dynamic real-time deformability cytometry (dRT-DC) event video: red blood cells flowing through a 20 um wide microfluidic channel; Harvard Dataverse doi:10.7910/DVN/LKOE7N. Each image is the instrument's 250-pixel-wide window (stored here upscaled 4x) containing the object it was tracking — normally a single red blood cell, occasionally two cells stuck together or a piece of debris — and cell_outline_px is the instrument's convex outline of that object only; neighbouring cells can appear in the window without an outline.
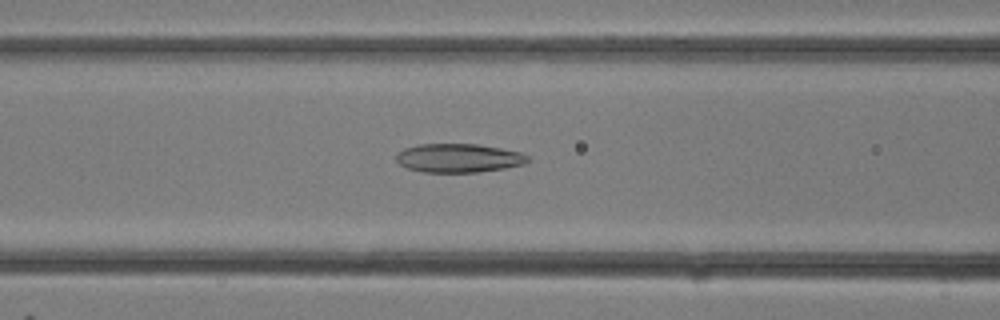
{"species": "common noctule bat (a hibernating species)", "species_latin": "Nyctalus noctula", "temperature_condition": "room temperature", "stored_images_in_passage": 24, "camera_frame_rate_fps": 3000, "um_per_image_px": 0.085, "animal": {"sex": "female"}, "frame": {"image": 1, "passage_image": 5, "time_ms": 1.333, "image_size_px": [1000, 320], "cell_outline_px": [[532, 160], [524, 164], [504, 168], [476, 172], [420, 172], [408, 168], [400, 164], [396, 160], [396, 152], [404, 148], [416, 144], [476, 144], [500, 148], [520, 152], [528, 156]], "centroid_in_image_um": [38.96, 13.43], "position_along_channel_um": 127.6, "area_um2": 22.14}}
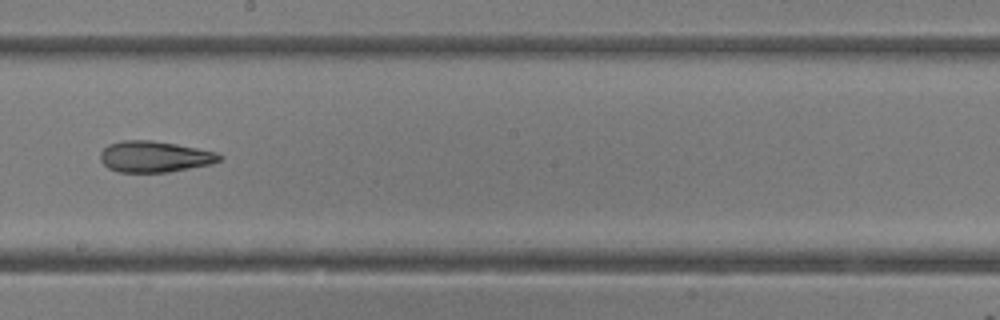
{"frame": {"image": 2, "passage_image": 10, "time_ms": 3.0, "image_size_px": [1000, 320], "cell_outline_px": [[224, 156], [220, 160], [212, 164], [168, 172], [120, 172], [108, 168], [100, 160], [100, 152], [108, 144], [124, 140], [152, 140], [176, 144], [216, 152]], "centroid_in_image_um": [13.13, 13.31], "position_along_channel_um": 235.1, "area_um2": 21.62}}
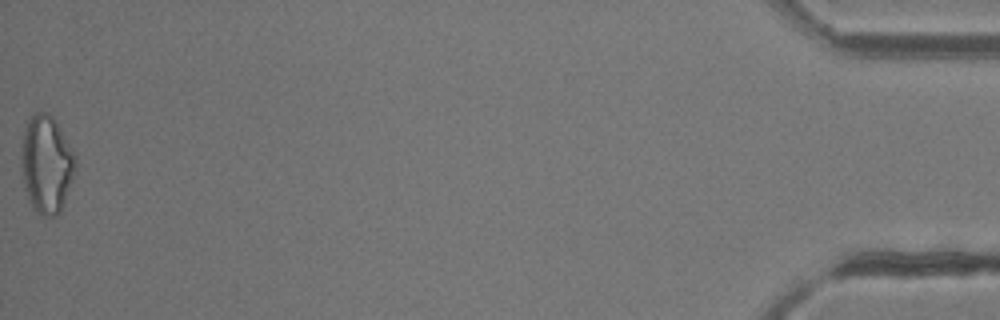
{"frame": {"image": 3, "passage_image": 24, "time_ms": 7.667, "image_size_px": [1000, 320], "cell_outline_px": [[76, 172], [60, 212], [56, 216], [40, 216], [32, 208], [28, 200], [24, 188], [20, 160], [20, 156], [24, 128], [28, 120], [36, 112], [48, 112], [56, 120], [76, 156]], "centroid_in_image_um": [3.94, 13.97], "position_along_channel_um": 431.3, "area_um2": 31.39}}